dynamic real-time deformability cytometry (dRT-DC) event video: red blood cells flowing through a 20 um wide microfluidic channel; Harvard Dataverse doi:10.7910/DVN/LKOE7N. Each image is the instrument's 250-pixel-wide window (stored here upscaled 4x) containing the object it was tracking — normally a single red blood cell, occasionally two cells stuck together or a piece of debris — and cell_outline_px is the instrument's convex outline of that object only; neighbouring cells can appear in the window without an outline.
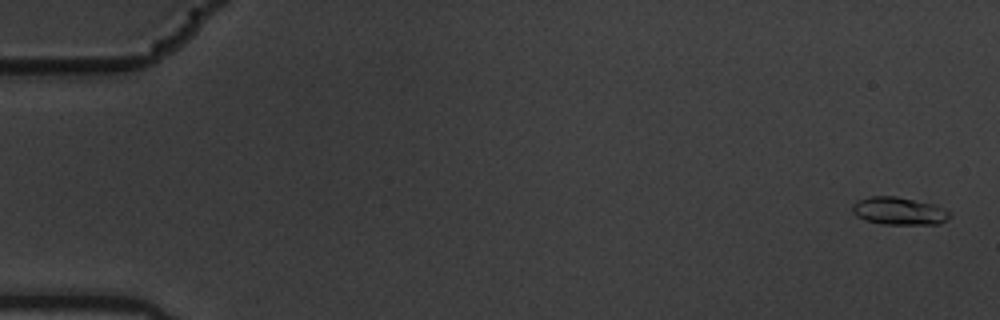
{"species": "common noctule bat (a hibernating species)", "species_latin": "Nyctalus noctula", "temperature_condition": "warm", "stored_images_in_passage": 7, "camera_frame_rate_fps": 3000, "um_per_image_px": 0.085, "animal": {"sex": "male", "body_mass_g": 19.5, "forearm_length_mm": 54.6}, "frame": {"image": 1, "passage_image": 1, "time_ms": 0.0, "image_size_px": [1000, 320], "cell_outline_px": [[952, 216], [940, 224], [884, 224], [864, 220], [856, 216], [852, 212], [852, 204], [856, 200], [872, 196], [896, 196], [932, 204], [944, 208], [952, 212]], "centroid_in_image_um": [76.41, 17.94], "position_along_channel_um": 8.6, "area_um2": 15.84}}
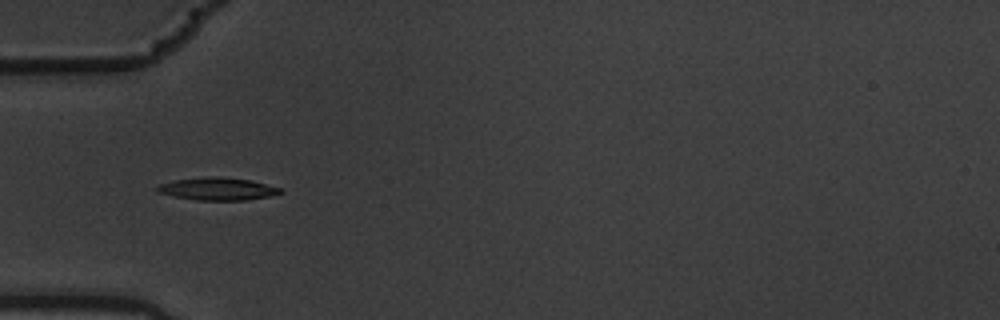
{"frame": {"image": 2, "passage_image": 6, "time_ms": 1.667, "image_size_px": [1000, 320], "cell_outline_px": [[284, 192], [272, 196], [244, 200], [196, 200], [156, 192], [156, 188], [160, 184], [172, 180], [208, 176], [220, 176], [252, 180], [280, 188]], "centroid_in_image_um": [18.51, 16.04], "position_along_channel_um": 66.5, "area_um2": 16.3}}
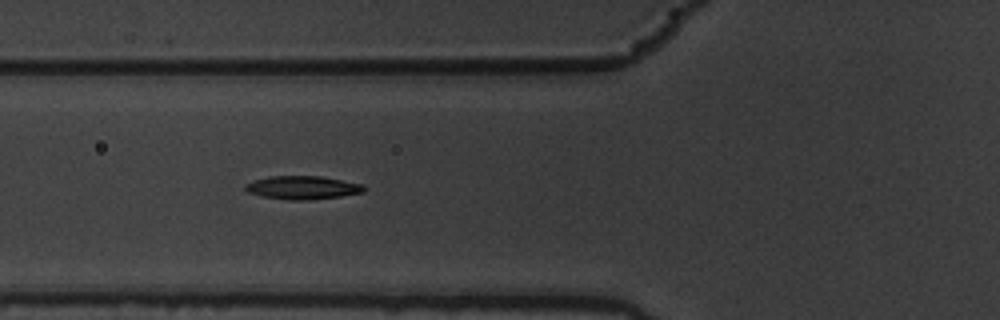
{"frame": {"image": 3, "passage_image": 7, "time_ms": 2.0, "image_size_px": [1000, 320], "cell_outline_px": [[364, 192], [340, 196], [308, 200], [288, 200], [260, 196], [248, 192], [244, 188], [244, 184], [252, 180], [268, 176], [320, 176], [360, 184], [364, 188]], "centroid_in_image_um": [25.62, 15.94], "position_along_channel_um": 100.2, "area_um2": 16.07}}